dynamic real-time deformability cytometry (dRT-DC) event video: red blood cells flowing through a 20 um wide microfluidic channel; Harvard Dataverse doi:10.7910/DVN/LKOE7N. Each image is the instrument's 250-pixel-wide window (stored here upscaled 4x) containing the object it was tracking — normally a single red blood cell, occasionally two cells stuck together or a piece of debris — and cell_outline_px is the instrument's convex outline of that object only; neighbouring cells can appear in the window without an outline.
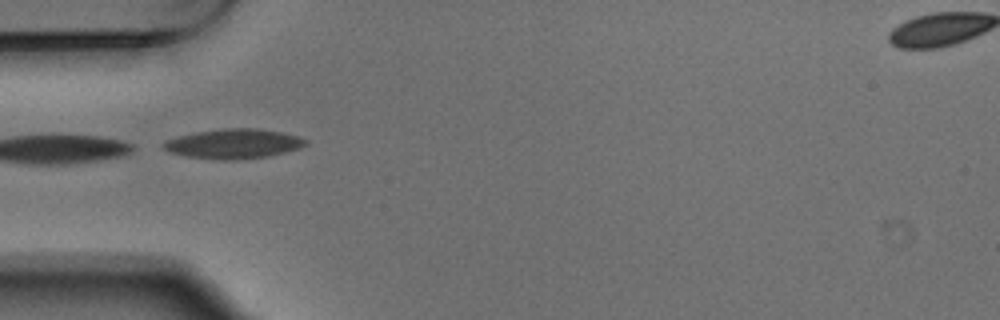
{"species": "Egyptian fruit bat (a non-hibernating species)", "species_latin": "Rousettus aegyptiacus", "temperature_condition": "warm", "stored_images_in_passage": 8, "camera_frame_rate_fps": 3000, "um_per_image_px": 0.085, "animal": {"sex": "male"}, "frame": {"image": 1, "passage_image": 4, "time_ms": 1.0, "image_size_px": [1000, 320], "cell_outline_px": [[308, 144], [300, 148], [268, 156], [232, 160], [224, 160], [184, 156], [168, 152], [160, 148], [160, 144], [164, 140], [196, 132], [220, 128], [256, 128], [280, 132], [300, 136], [308, 140]], "centroid_in_image_um": [19.81, 12.21], "position_along_channel_um": 65.2, "area_um2": 24.8}}
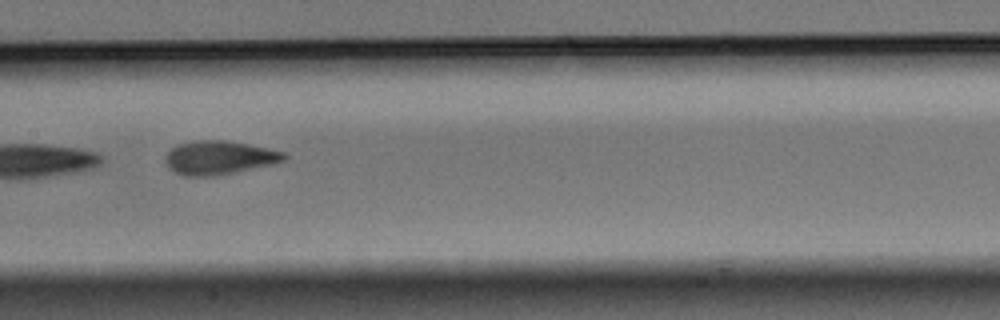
{"frame": {"image": 2, "passage_image": 7, "time_ms": 2.0, "image_size_px": [1000, 320], "cell_outline_px": [[288, 156], [284, 160], [272, 164], [216, 176], [184, 176], [168, 168], [164, 160], [168, 152], [172, 148], [180, 144], [196, 140], [224, 140], [248, 144], [268, 148], [284, 152]], "centroid_in_image_um": [18.62, 13.4], "position_along_channel_um": 188.8, "area_um2": 23.18}}
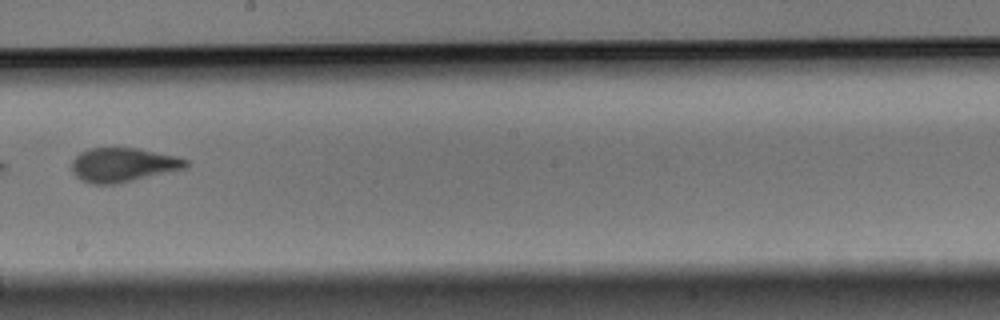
{"frame": {"image": 3, "passage_image": 8, "time_ms": 2.333, "image_size_px": [1000, 320], "cell_outline_px": [[188, 164], [184, 168], [116, 184], [88, 184], [80, 180], [72, 172], [72, 160], [80, 152], [88, 148], [136, 148], [176, 156], [188, 160]], "centroid_in_image_um": [10.39, 14.01], "position_along_channel_um": 237.8, "area_um2": 22.54}}